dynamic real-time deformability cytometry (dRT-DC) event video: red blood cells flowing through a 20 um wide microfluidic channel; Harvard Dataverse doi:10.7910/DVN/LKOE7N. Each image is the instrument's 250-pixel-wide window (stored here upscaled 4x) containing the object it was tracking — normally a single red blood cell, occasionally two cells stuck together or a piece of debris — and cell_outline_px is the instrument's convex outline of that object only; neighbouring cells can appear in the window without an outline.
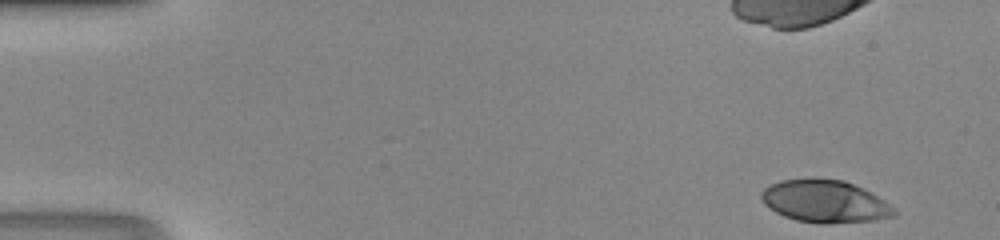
{"species": "human", "species_latin": "Homo sapiens", "temperature_condition": "room temperature", "stored_images_in_passage": 13, "camera_frame_rate_fps": 3000, "um_per_image_px": 0.085, "donor": {"sex": "male"}, "frame": {"image": 1, "passage_image": 1, "time_ms": 0.0, "image_size_px": [1000, 240], "cell_outline_px": [[896, 216], [872, 220], [828, 224], [820, 224], [796, 220], [784, 216], [768, 208], [764, 204], [760, 196], [760, 192], [764, 188], [780, 180], [844, 180], [884, 200], [896, 208]], "centroid_in_image_um": [70.1, 17.15], "position_along_channel_um": 14.9, "area_um2": 32.37}}